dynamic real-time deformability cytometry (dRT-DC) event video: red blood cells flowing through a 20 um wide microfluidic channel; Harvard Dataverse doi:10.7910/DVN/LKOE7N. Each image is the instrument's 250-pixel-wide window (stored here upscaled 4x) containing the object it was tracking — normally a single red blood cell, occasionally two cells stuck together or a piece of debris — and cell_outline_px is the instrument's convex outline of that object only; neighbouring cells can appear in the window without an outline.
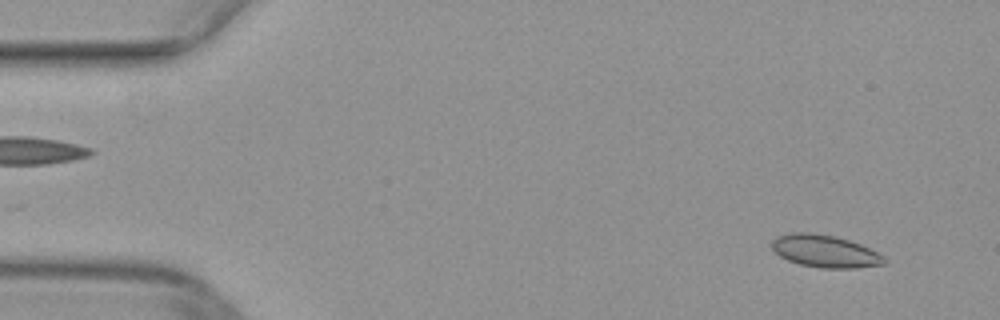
{"species": "common noctule bat (a hibernating species)", "species_latin": "Nyctalus noctula", "temperature_condition": "warm", "stored_images_in_passage": 47, "camera_frame_rate_fps": 3000, "um_per_image_px": 0.085, "animal": {"sex": "female", "body_mass_g": 29.2, "forearm_length_mm": 56.3}, "frame": {"image": 1, "passage_image": 1, "time_ms": 0.0, "image_size_px": [1000, 320], "cell_outline_px": [[888, 264], [856, 268], [820, 268], [800, 264], [788, 260], [780, 256], [772, 248], [772, 240], [776, 236], [792, 232], [808, 232], [836, 236], [860, 244], [884, 256], [888, 260]], "centroid_in_image_um": [70.14, 21.35], "position_along_channel_um": 14.9, "area_um2": 21.33}}
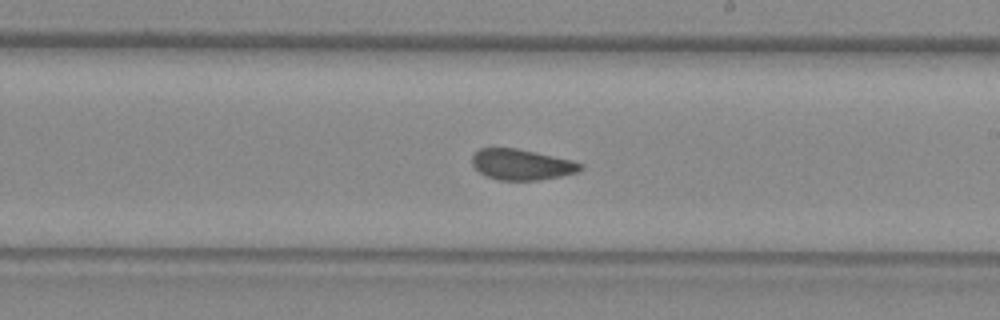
{"frame": {"image": 2, "passage_image": 26, "time_ms": 8.333, "image_size_px": [1000, 320], "cell_outline_px": [[584, 168], [580, 172], [540, 180], [500, 180], [484, 176], [472, 164], [472, 156], [480, 148], [516, 148], [572, 160], [584, 164]], "centroid_in_image_um": [44.37, 13.99], "position_along_channel_um": 244.6, "area_um2": 19.48}}
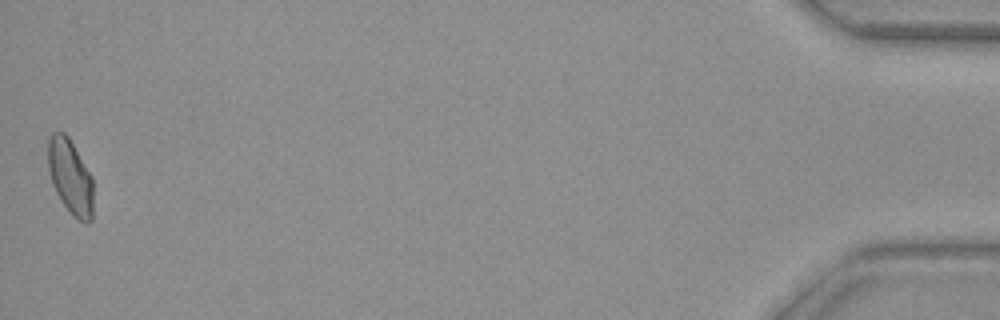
{"frame": {"image": 3, "passage_image": 47, "time_ms": 15.333, "image_size_px": [1000, 320], "cell_outline_px": [[92, 220], [88, 224], [72, 216], [60, 200], [52, 184], [48, 168], [48, 140], [52, 132], [64, 132], [68, 136], [92, 176]], "centroid_in_image_um": [5.97, 15.04], "position_along_channel_um": 429.2, "area_um2": 19.77}}